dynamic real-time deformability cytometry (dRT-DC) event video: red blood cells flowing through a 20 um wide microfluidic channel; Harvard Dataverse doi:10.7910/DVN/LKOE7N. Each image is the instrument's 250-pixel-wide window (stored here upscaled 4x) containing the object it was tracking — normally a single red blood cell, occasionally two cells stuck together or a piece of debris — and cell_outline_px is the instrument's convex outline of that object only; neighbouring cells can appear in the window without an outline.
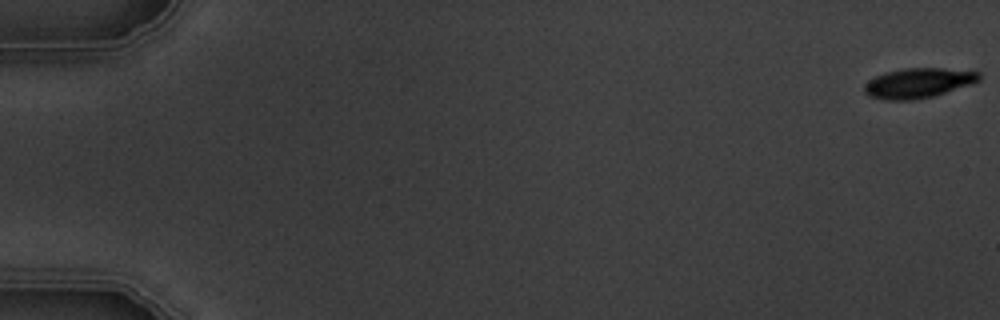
{"species": "common noctule bat (a hibernating species)", "species_latin": "Nyctalus noctula", "temperature_condition": "warm", "stored_images_in_passage": 4, "camera_frame_rate_fps": 3000, "um_per_image_px": 0.085, "animal": {"sex": "male", "body_mass_g": 19.5, "forearm_length_mm": 54.6}, "frame": {"image": 1, "passage_image": 1, "time_ms": 0.0, "image_size_px": [1000, 320], "cell_outline_px": [[980, 80], [972, 84], [936, 96], [912, 100], [884, 100], [868, 96], [864, 92], [864, 84], [868, 80], [884, 72], [904, 68], [940, 68], [980, 72]], "centroid_in_image_um": [78.03, 7.06], "position_along_channel_um": 7.0, "area_um2": 20.23}}